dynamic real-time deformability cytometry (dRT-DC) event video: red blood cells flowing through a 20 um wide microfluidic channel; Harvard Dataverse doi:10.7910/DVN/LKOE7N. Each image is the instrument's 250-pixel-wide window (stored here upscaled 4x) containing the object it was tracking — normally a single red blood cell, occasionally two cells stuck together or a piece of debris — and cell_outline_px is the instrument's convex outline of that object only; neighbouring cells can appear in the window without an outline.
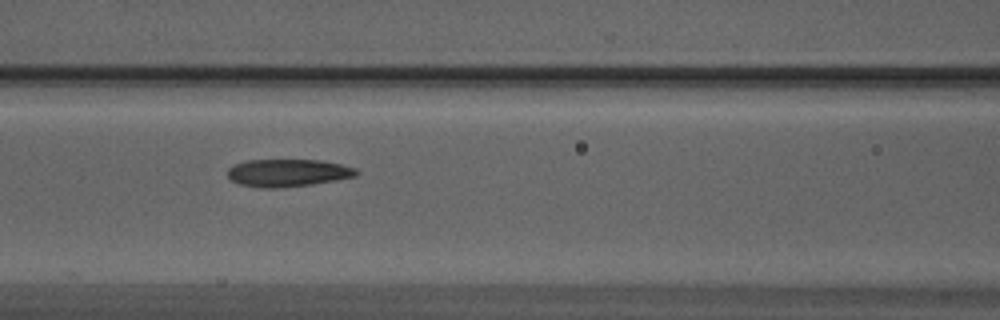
{"species": "Egyptian fruit bat (a non-hibernating species)", "species_latin": "Rousettus aegyptiacus", "temperature_condition": "warm", "stored_images_in_passage": 43, "camera_frame_rate_fps": 3000, "um_per_image_px": 0.085, "animal": {"sex": "male"}, "frame": {"image": 1, "passage_image": 22, "time_ms": 7.0, "image_size_px": [1000, 320], "cell_outline_px": [[360, 172], [356, 176], [336, 180], [312, 184], [276, 188], [260, 188], [240, 184], [232, 180], [228, 176], [228, 168], [244, 160], [320, 160], [340, 164], [356, 168]], "centroid_in_image_um": [24.47, 14.69], "position_along_channel_um": 142.1, "area_um2": 20.63}}
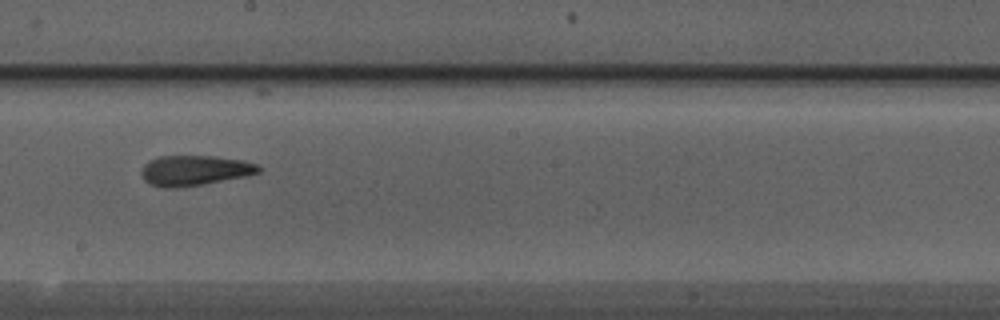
{"frame": {"image": 2, "passage_image": 28, "time_ms": 9.0, "image_size_px": [1000, 320], "cell_outline_px": [[260, 172], [248, 176], [204, 184], [176, 188], [164, 188], [148, 184], [140, 176], [140, 172], [144, 164], [148, 160], [160, 156], [216, 156], [244, 160], [256, 164], [260, 168]], "centroid_in_image_um": [16.51, 14.49], "position_along_channel_um": 231.7, "area_um2": 20.98}}
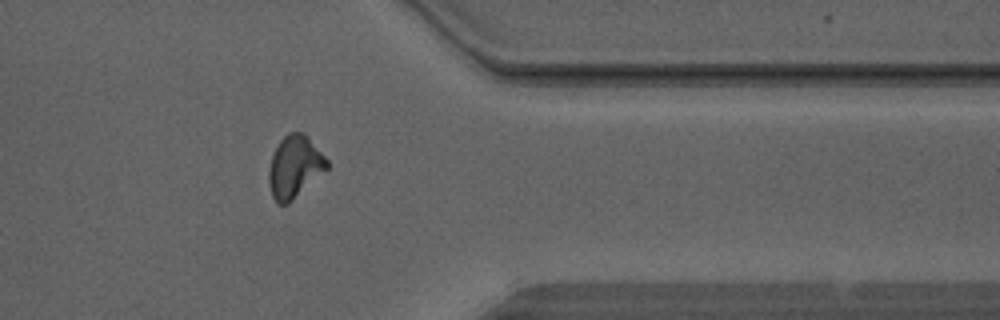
{"frame": {"image": 3, "passage_image": 39, "time_ms": 12.667, "image_size_px": [1000, 320], "cell_outline_px": [[328, 168], [288, 204], [276, 204], [272, 196], [268, 180], [268, 172], [272, 156], [280, 140], [288, 132], [304, 132], [308, 136], [328, 160]], "centroid_in_image_um": [25.04, 14.17], "position_along_channel_um": 386.4, "area_um2": 20.98}}